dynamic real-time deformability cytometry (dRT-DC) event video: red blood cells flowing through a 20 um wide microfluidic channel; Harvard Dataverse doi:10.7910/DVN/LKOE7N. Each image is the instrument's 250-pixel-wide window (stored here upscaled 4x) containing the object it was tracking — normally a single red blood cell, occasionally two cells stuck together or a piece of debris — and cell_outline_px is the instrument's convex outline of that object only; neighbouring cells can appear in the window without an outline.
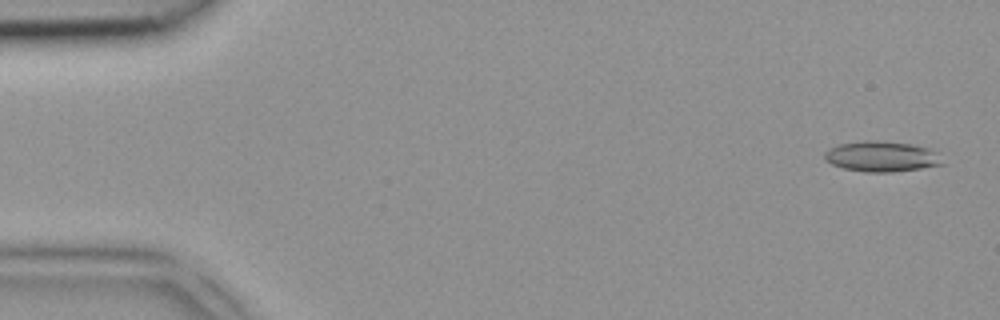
{"species": "common noctule bat (a hibernating species)", "species_latin": "Nyctalus noctula", "temperature_condition": "room temperature", "stored_images_in_passage": 4, "camera_frame_rate_fps": 3000, "um_per_image_px": 0.085, "animal": {"sex": "female", "body_mass_g": 18.4}, "frame": {"image": 1, "passage_image": 1, "time_ms": 0.0, "image_size_px": [1000, 320], "cell_outline_px": [[944, 164], [920, 168], [892, 172], [864, 172], [844, 168], [832, 164], [824, 156], [824, 152], [828, 148], [840, 144], [864, 140], [876, 140], [912, 144], [928, 148]], "centroid_in_image_um": [74.87, 13.29], "position_along_channel_um": 10.1, "area_um2": 20.58}}
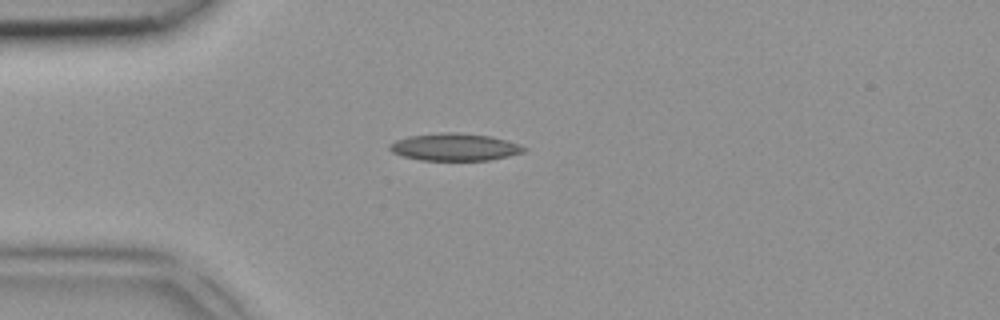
{"frame": {"image": 2, "passage_image": 4, "time_ms": 1.0, "image_size_px": [1000, 320], "cell_outline_px": [[528, 148], [524, 152], [508, 156], [488, 160], [420, 160], [404, 156], [392, 152], [388, 148], [388, 144], [396, 140], [408, 136], [440, 132], [456, 132], [492, 136], [520, 144]], "centroid_in_image_um": [38.65, 12.49], "position_along_channel_um": 46.4, "area_um2": 21.5}}